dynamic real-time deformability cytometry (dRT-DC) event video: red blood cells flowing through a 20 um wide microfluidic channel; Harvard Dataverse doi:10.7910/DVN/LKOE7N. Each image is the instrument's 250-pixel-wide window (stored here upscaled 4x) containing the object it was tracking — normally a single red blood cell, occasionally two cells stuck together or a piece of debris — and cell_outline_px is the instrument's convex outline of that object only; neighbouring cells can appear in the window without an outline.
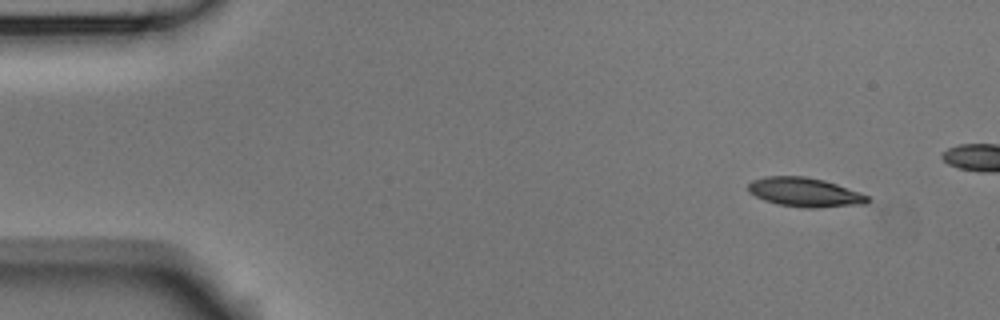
{"species": "Egyptian fruit bat (a non-hibernating species)", "species_latin": "Rousettus aegyptiacus", "temperature_condition": "room temperature", "stored_images_in_passage": 5, "camera_frame_rate_fps": 3000, "um_per_image_px": 0.085, "animal": {"sex": "male"}, "frame": {"image": 1, "passage_image": 1, "time_ms": 0.0, "image_size_px": [1000, 320], "cell_outline_px": [[872, 200], [868, 204], [816, 208], [804, 208], [776, 204], [764, 200], [748, 192], [748, 184], [752, 180], [764, 176], [804, 176], [824, 180], [860, 192], [868, 196]], "centroid_in_image_um": [68.42, 16.35], "position_along_channel_um": 16.6, "area_um2": 20.52}}